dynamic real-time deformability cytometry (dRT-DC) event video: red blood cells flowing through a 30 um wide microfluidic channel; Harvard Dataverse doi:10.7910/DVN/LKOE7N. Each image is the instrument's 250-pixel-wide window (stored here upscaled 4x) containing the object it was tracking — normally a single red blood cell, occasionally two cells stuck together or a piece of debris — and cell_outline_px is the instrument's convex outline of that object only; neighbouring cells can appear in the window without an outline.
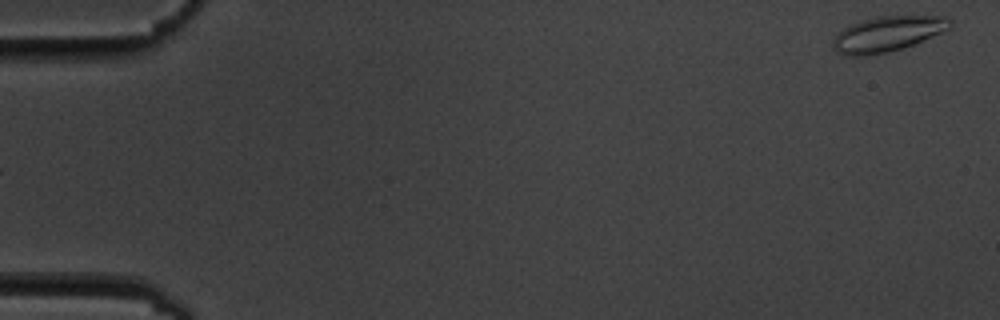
{"species": "common noctule bat (a hibernating species)", "species_latin": "Nyctalus noctula", "temperature_condition": "cold", "stored_images_in_passage": 5, "segment_of_instrument_passage": [2, 2], "camera_frame_rate_fps": 3000, "um_per_image_px": 0.085, "animal": {"sex": "male", "body_mass_g": 19.5, "forearm_length_mm": 54.6}, "frame": {"image": 1, "passage_image": 5, "time_ms": 5.333, "image_size_px": [1000, 320], "cell_outline_px": [[952, 24], [948, 28], [940, 32], [912, 44], [888, 52], [860, 56], [848, 56], [836, 52], [832, 48], [832, 40], [836, 32], [852, 24], [876, 16], [948, 16], [952, 20]], "centroid_in_image_um": [75.37, 2.88], "position_along_channel_um": 9.6, "area_um2": 23.81}}